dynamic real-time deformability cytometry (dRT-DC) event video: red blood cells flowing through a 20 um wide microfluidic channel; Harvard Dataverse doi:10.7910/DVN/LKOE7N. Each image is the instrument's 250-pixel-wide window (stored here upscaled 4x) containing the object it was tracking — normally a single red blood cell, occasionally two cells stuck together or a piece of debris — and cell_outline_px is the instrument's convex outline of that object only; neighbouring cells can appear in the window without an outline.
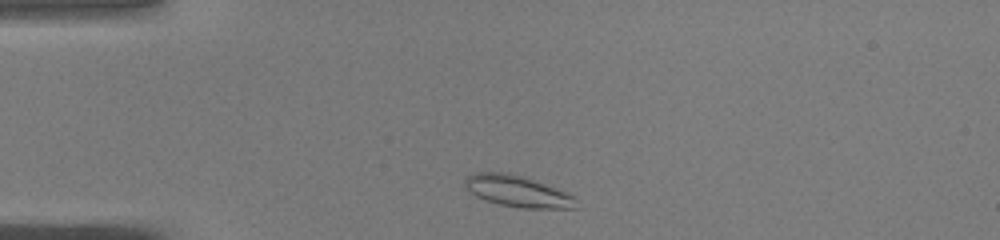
{"species": "common noctule bat (a hibernating species)", "species_latin": "Nyctalus noctula", "temperature_condition": "warm", "stored_images_in_passage": 37, "camera_frame_rate_fps": 3000, "um_per_image_px": 0.085, "animal": {"sex": "male", "body_mass_g": 19.0, "forearm_length_mm": 50.8}, "frame": {"image": 1, "passage_image": 2, "time_ms": 0.333, "image_size_px": [1000, 240], "cell_outline_px": [[576, 208], [520, 208], [500, 204], [484, 200], [476, 196], [464, 184], [464, 180], [472, 172], [508, 172], [524, 176], [576, 196]], "centroid_in_image_um": [43.98, 16.25], "position_along_channel_um": 41.0, "area_um2": 20.29}}
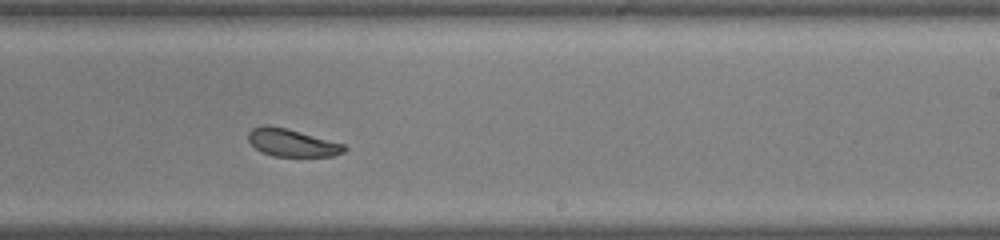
{"frame": {"image": 2, "passage_image": 21, "time_ms": 6.667, "image_size_px": [1000, 240], "cell_outline_px": [[348, 148], [344, 152], [336, 156], [272, 156], [260, 152], [248, 140], [248, 132], [252, 128], [264, 124], [268, 124], [300, 132], [344, 144]], "centroid_in_image_um": [24.8, 12.14], "position_along_channel_um": 264.2, "area_um2": 15.43}}
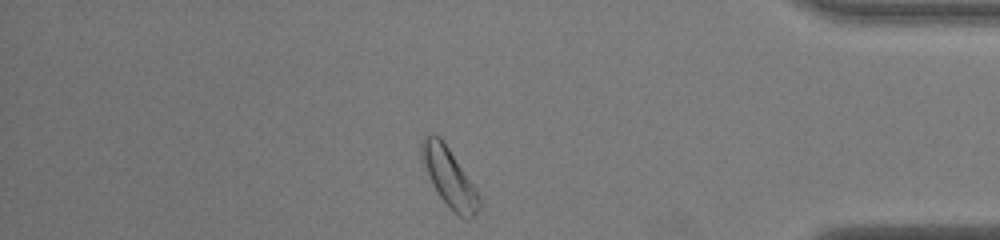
{"frame": {"image": 3, "passage_image": 33, "time_ms": 10.667, "image_size_px": [1000, 240], "cell_outline_px": [[480, 208], [468, 220], [464, 220], [448, 208], [436, 192], [428, 176], [420, 152], [420, 144], [424, 136], [440, 136], [476, 188], [480, 196]], "centroid_in_image_um": [38.19, 15.13], "position_along_channel_um": 397.0, "area_um2": 19.65}, "authors_computed_cell_mechanics": {"area_um2": 17.629, "velocity_mm_per_s": 4.0194, "shape_relaxation_time_tau1_ms": null, "shape_relaxation_time_tau2_ms": 3.6133, "deformation_change_tau1": null, "deformation_change_tau2": 0.1022}}